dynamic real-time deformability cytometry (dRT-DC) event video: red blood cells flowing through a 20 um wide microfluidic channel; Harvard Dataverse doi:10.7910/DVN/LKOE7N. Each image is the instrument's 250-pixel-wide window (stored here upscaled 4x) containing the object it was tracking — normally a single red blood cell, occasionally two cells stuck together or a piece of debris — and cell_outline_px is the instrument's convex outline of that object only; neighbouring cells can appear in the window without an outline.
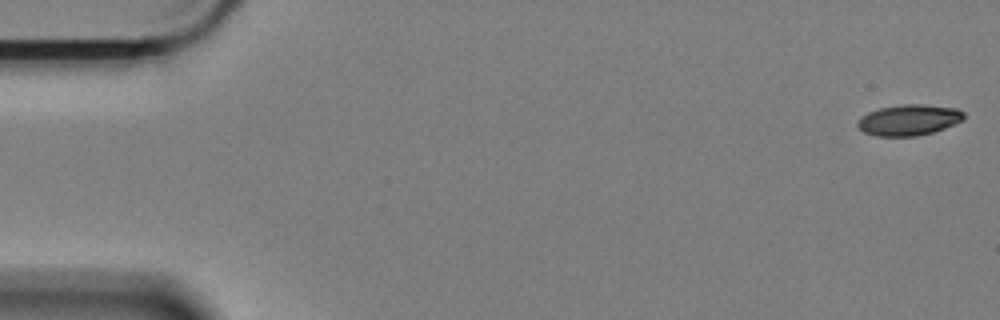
{"species": "Egyptian fruit bat (a non-hibernating species)", "species_latin": "Rousettus aegyptiacus", "temperature_condition": "cold", "stored_images_in_passage": 59, "camera_frame_rate_fps": 3000, "um_per_image_px": 0.085, "animal": {"sex": "female"}, "frame": {"image": 1, "passage_image": 1, "time_ms": 0.0, "image_size_px": [1000, 320], "cell_outline_px": [[964, 120], [944, 128], [932, 132], [916, 136], [876, 136], [864, 132], [856, 124], [856, 120], [860, 116], [868, 112], [880, 108], [904, 104], [924, 104], [956, 108], [964, 112]], "centroid_in_image_um": [77.24, 10.19], "position_along_channel_um": 7.8, "area_um2": 19.19}}
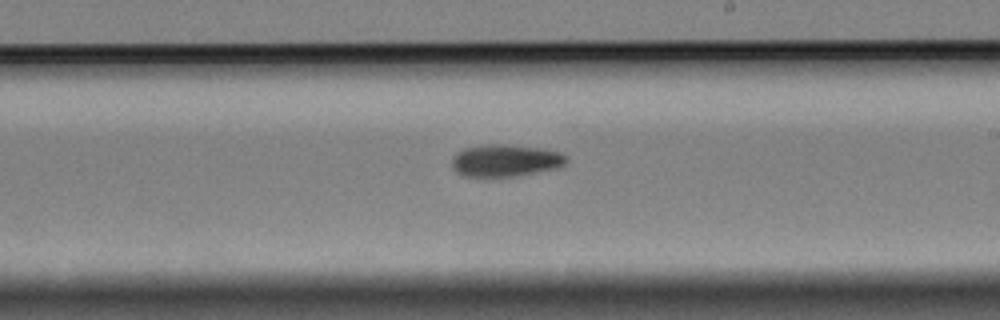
{"frame": {"image": 2, "passage_image": 34, "time_ms": 11.0, "image_size_px": [1000, 320], "cell_outline_px": [[568, 160], [564, 164], [556, 168], [516, 176], [488, 180], [460, 176], [452, 168], [452, 156], [456, 152], [464, 148], [492, 144], [500, 144], [536, 148], [560, 152], [568, 156]], "centroid_in_image_um": [42.87, 13.7], "position_along_channel_um": 246.1, "area_um2": 22.08}}
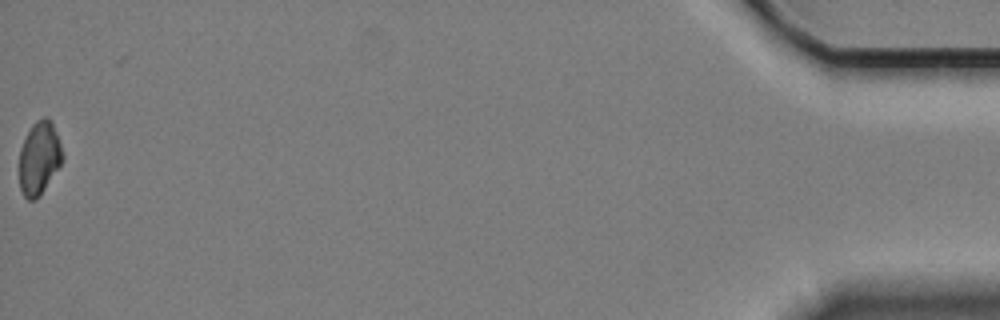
{"frame": {"image": 3, "passage_image": 59, "time_ms": 19.333, "image_size_px": [1000, 320], "cell_outline_px": [[64, 160], [40, 196], [36, 200], [28, 200], [24, 196], [20, 188], [20, 148], [32, 124], [36, 120], [44, 116], [48, 116], [52, 120], [64, 156]], "centroid_in_image_um": [3.35, 13.43], "position_along_channel_um": 431.8, "area_um2": 18.55}}